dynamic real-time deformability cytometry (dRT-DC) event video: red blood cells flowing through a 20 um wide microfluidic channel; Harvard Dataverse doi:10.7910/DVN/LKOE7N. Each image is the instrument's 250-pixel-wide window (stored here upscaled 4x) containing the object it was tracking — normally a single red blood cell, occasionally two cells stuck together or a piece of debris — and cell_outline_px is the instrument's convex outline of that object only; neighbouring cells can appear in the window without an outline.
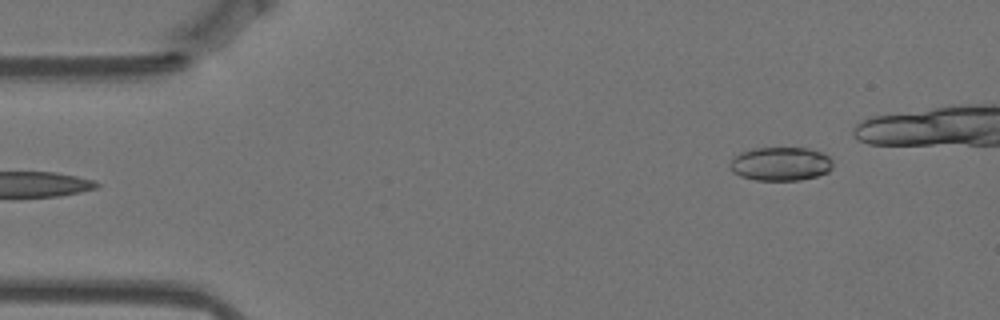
{"species": "Egyptian fruit bat (a non-hibernating species)", "species_latin": "Rousettus aegyptiacus", "temperature_condition": "warm", "stored_images_in_passage": 19, "camera_frame_rate_fps": 3000, "um_per_image_px": 0.085, "animal": {"sex": "female"}, "frame": {"image": 1, "passage_image": 1, "time_ms": 0.0, "image_size_px": [1000, 320], "cell_outline_px": [[832, 168], [828, 172], [816, 176], [800, 180], [756, 180], [740, 176], [732, 172], [728, 164], [740, 152], [756, 148], [808, 148], [820, 152], [828, 156], [832, 160]], "centroid_in_image_um": [66.34, 13.93], "position_along_channel_um": 18.7, "area_um2": 20.17}}
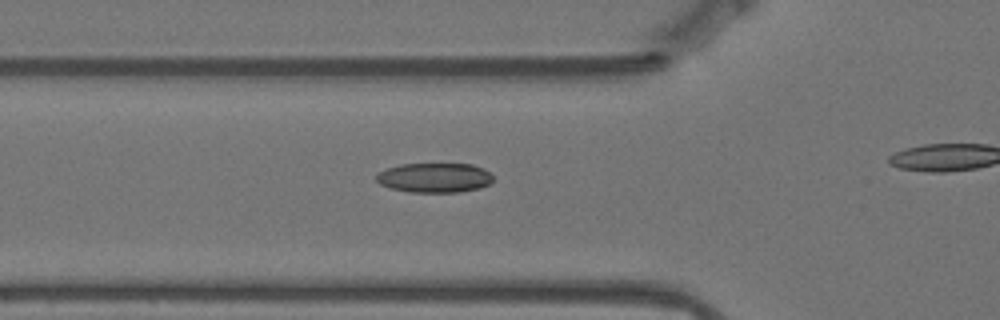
{"frame": {"image": 2, "passage_image": 14, "time_ms": 4.333, "image_size_px": [1000, 320], "cell_outline_px": [[492, 180], [488, 184], [480, 188], [460, 192], [408, 192], [392, 188], [380, 184], [376, 180], [376, 176], [380, 172], [388, 168], [400, 164], [472, 164], [484, 168], [492, 176]], "centroid_in_image_um": [36.94, 15.1], "position_along_channel_um": 88.9, "area_um2": 20.06}}
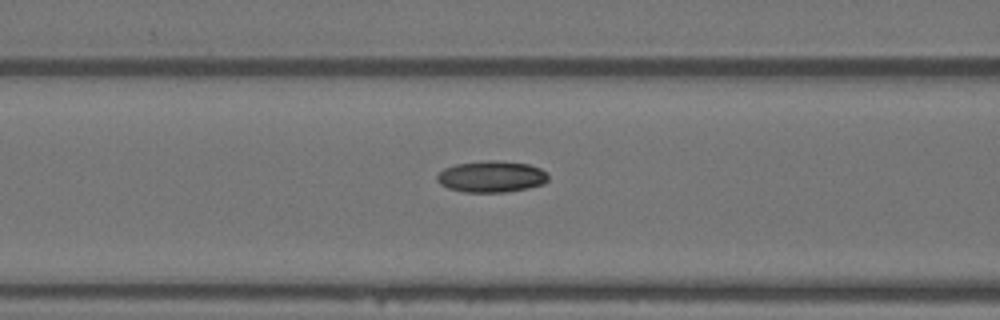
{"frame": {"image": 3, "passage_image": 17, "time_ms": 5.333, "image_size_px": [1000, 320], "cell_outline_px": [[548, 180], [544, 184], [528, 188], [504, 192], [464, 192], [448, 188], [440, 184], [436, 180], [436, 176], [444, 168], [456, 164], [484, 160], [496, 160], [528, 164], [540, 168], [548, 172]], "centroid_in_image_um": [41.78, 15.01], "position_along_channel_um": 124.8, "area_um2": 20.52}}